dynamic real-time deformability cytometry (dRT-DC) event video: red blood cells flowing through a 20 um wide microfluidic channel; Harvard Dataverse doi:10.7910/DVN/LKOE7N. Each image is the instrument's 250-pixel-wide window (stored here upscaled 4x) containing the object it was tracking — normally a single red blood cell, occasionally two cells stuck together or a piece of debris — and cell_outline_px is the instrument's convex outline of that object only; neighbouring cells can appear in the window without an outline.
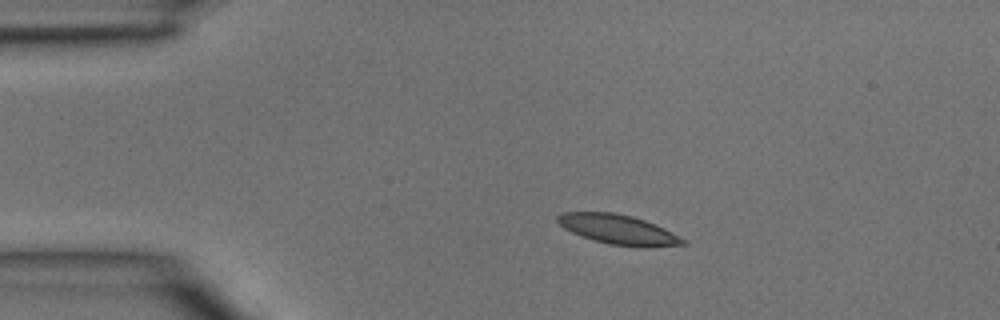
{"species": "common noctule bat (a hibernating species)", "species_latin": "Nyctalus noctula", "temperature_condition": "room temperature", "stored_images_in_passage": 3, "camera_frame_rate_fps": 3000, "um_per_image_px": 0.085, "animal": {"sex": "male", "body_mass_g": 15.6}, "frame": {"image": 1, "passage_image": 3, "time_ms": 0.667, "image_size_px": [1000, 320], "cell_outline_px": [[688, 244], [648, 248], [640, 248], [608, 244], [580, 236], [564, 228], [556, 220], [556, 216], [560, 212], [612, 212], [632, 216], [644, 220], [664, 228], [688, 240]], "centroid_in_image_um": [52.59, 19.53], "position_along_channel_um": 32.4, "area_um2": 22.02}}